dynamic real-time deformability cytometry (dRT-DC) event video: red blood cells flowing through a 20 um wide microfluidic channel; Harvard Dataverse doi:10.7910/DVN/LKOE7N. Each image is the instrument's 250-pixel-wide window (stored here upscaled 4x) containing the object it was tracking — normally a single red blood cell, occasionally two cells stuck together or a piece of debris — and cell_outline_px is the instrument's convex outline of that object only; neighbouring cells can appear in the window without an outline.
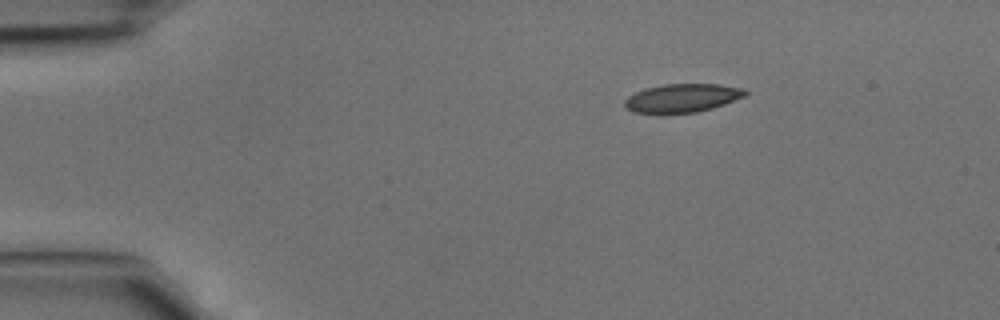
{"species": "common noctule bat (a hibernating species)", "species_latin": "Nyctalus noctula", "temperature_condition": "cold", "stored_images_in_passage": 2, "camera_frame_rate_fps": 3000, "um_per_image_px": 0.085, "animal": {"sex": "male", "body_mass_g": 15.6}, "frame": {"image": 1, "passage_image": 1, "time_ms": 0.0, "image_size_px": [1000, 320], "cell_outline_px": [[748, 92], [744, 96], [724, 104], [712, 108], [696, 112], [632, 112], [624, 108], [624, 100], [628, 96], [644, 88], [664, 84], [716, 84], [744, 88]], "centroid_in_image_um": [57.97, 8.31], "position_along_channel_um": 27.0, "area_um2": 19.77}}